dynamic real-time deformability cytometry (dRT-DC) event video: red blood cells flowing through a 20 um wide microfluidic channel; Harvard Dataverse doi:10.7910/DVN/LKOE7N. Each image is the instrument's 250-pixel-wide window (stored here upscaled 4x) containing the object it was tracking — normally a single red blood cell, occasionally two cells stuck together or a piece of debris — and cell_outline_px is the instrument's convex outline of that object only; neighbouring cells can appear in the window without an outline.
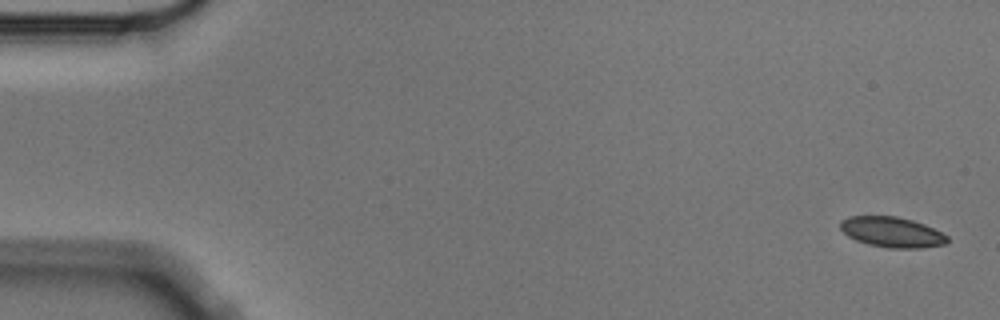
{"species": "Egyptian fruit bat (a non-hibernating species)", "species_latin": "Rousettus aegyptiacus", "temperature_condition": "cold", "stored_images_in_passage": 5, "camera_frame_rate_fps": 3000, "um_per_image_px": 0.085, "animal": {"sex": "male"}, "frame": {"image": 1, "passage_image": 1, "time_ms": 0.0, "image_size_px": [1000, 320], "cell_outline_px": [[948, 240], [944, 244], [920, 248], [888, 248], [868, 244], [856, 240], [848, 236], [840, 228], [840, 220], [848, 216], [896, 216], [912, 220], [924, 224], [948, 236]], "centroid_in_image_um": [75.78, 19.72], "position_along_channel_um": 9.2, "area_um2": 18.84}}
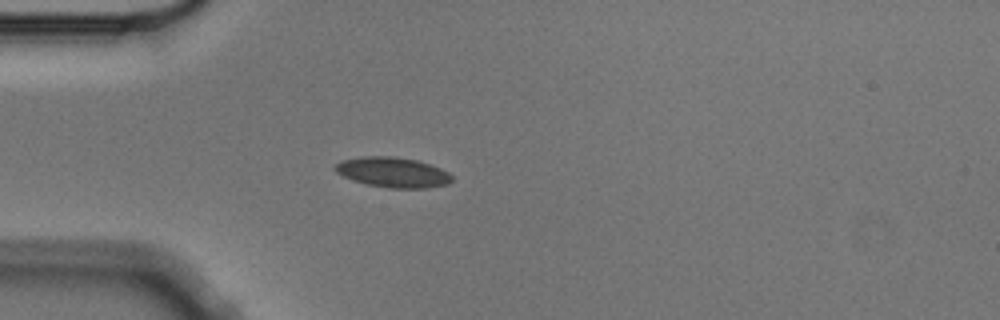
{"frame": {"image": 2, "passage_image": 5, "time_ms": 1.333, "image_size_px": [1000, 320], "cell_outline_px": [[452, 180], [448, 184], [428, 188], [388, 188], [368, 184], [352, 180], [336, 172], [332, 168], [340, 160], [364, 156], [392, 156], [416, 160], [440, 168], [448, 172], [452, 176]], "centroid_in_image_um": [33.37, 14.64], "position_along_channel_um": 51.6, "area_um2": 20.52}}